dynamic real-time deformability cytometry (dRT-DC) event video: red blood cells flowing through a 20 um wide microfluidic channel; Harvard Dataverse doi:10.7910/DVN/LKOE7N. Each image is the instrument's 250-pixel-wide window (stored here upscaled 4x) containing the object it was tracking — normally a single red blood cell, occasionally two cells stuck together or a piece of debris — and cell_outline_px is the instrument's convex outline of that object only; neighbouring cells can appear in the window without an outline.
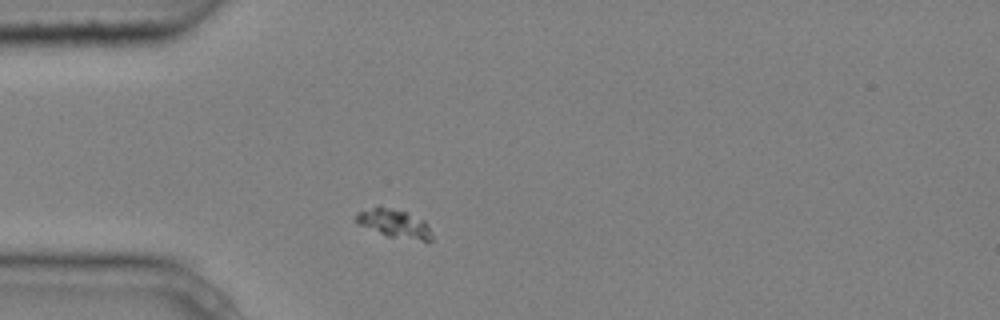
{"species": "common noctule bat (a hibernating species)", "species_latin": "Nyctalus noctula", "temperature_condition": "cold", "stored_images_in_passage": 1, "camera_frame_rate_fps": 3000, "um_per_image_px": 0.085, "animal": {"sex": "male", "body_mass_g": 20.4}, "frame": {"image": 1, "passage_image": 1, "time_ms": 0.0, "image_size_px": [1000, 320], "cell_outline_px": [[432, 240], [424, 240], [388, 236], [360, 224], [356, 220], [356, 212], [372, 208], [384, 208], [404, 212], [424, 220], [432, 232]], "centroid_in_image_um": [33.54, 19.01], "position_along_channel_um": 51.5, "area_um2": 11.79}}